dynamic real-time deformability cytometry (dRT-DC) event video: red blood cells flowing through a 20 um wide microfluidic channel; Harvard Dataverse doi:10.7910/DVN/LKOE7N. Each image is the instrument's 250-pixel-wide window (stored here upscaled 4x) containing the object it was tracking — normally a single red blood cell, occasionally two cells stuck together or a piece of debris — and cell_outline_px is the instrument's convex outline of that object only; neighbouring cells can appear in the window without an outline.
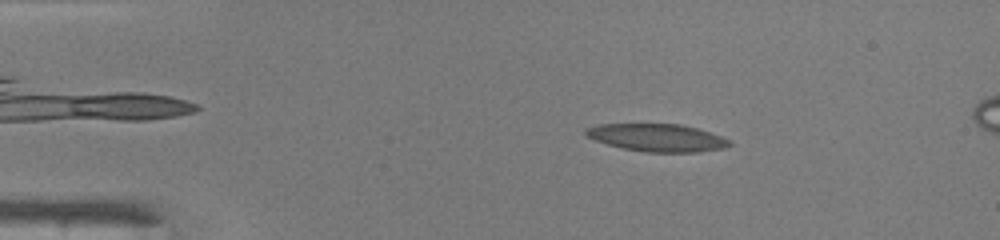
{"species": "common noctule bat (a hibernating species)", "species_latin": "Nyctalus noctula", "temperature_condition": "warm", "stored_images_in_passage": 45, "segment_of_instrument_passage": [1, 2], "camera_frame_rate_fps": 3000, "um_per_image_px": 0.085, "animal": {"sex": "male", "body_mass_g": 19.0, "forearm_length_mm": 50.8}, "frame": {"image": 1, "passage_image": 2, "time_ms": 0.333, "image_size_px": [1000, 240], "cell_outline_px": [[732, 144], [724, 148], [696, 152], [644, 152], [624, 148], [608, 144], [584, 136], [584, 128], [600, 124], [680, 124], [696, 128], [732, 140]], "centroid_in_image_um": [55.84, 11.7], "position_along_channel_um": 29.2, "area_um2": 23.06}}
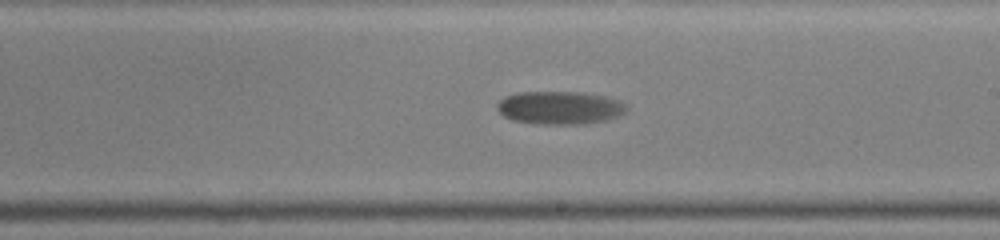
{"frame": {"image": 2, "passage_image": 23, "time_ms": 7.333, "image_size_px": [1000, 240], "cell_outline_px": [[628, 108], [624, 112], [616, 116], [604, 120], [584, 124], [540, 124], [512, 120], [504, 116], [496, 108], [496, 104], [504, 96], [516, 92], [576, 92], [604, 96], [616, 100], [624, 104]], "centroid_in_image_um": [47.51, 9.15], "position_along_channel_um": 241.5, "area_um2": 24.74}}
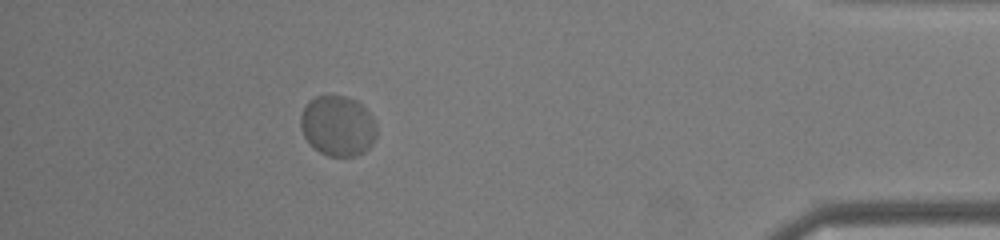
{"frame": {"image": 3, "passage_image": 39, "time_ms": 12.667, "image_size_px": [1000, 240], "cell_outline_px": [[376, 136], [372, 144], [364, 152], [356, 156], [328, 156], [312, 148], [304, 136], [300, 128], [300, 116], [308, 100], [316, 96], [344, 96], [356, 100], [364, 104], [376, 120]], "centroid_in_image_um": [28.72, 10.69], "position_along_channel_um": 406.5, "area_um2": 27.22}}